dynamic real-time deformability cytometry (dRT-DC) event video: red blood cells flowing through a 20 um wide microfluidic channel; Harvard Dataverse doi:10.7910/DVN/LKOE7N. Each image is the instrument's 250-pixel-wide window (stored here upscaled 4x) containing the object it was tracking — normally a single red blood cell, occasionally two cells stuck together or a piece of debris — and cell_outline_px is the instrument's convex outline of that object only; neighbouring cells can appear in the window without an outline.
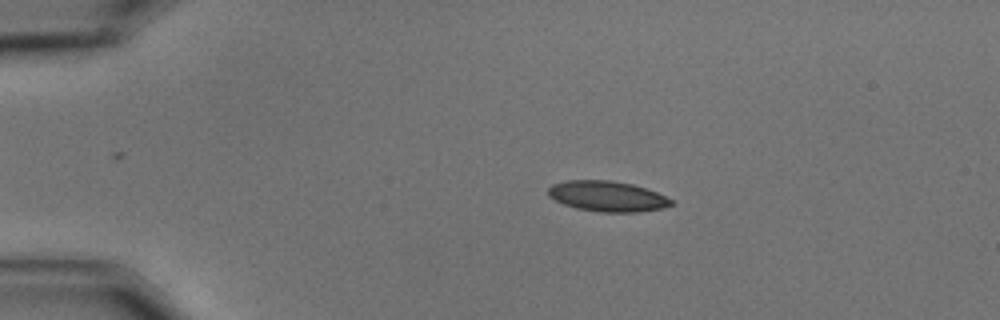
{"species": "common noctule bat (a hibernating species)", "species_latin": "Nyctalus noctula", "temperature_condition": "cold", "stored_images_in_passage": 58, "camera_frame_rate_fps": 3000, "um_per_image_px": 0.085, "animal": {"sex": "male", "body_mass_g": 15.6}, "frame": {"image": 1, "passage_image": 12, "time_ms": 3.667, "image_size_px": [1000, 320], "cell_outline_px": [[676, 204], [664, 208], [640, 212], [600, 212], [576, 208], [564, 204], [548, 196], [548, 188], [552, 184], [568, 180], [612, 180], [632, 184], [656, 192], [672, 200]], "centroid_in_image_um": [51.63, 16.69], "position_along_channel_um": 33.4, "area_um2": 21.91}}
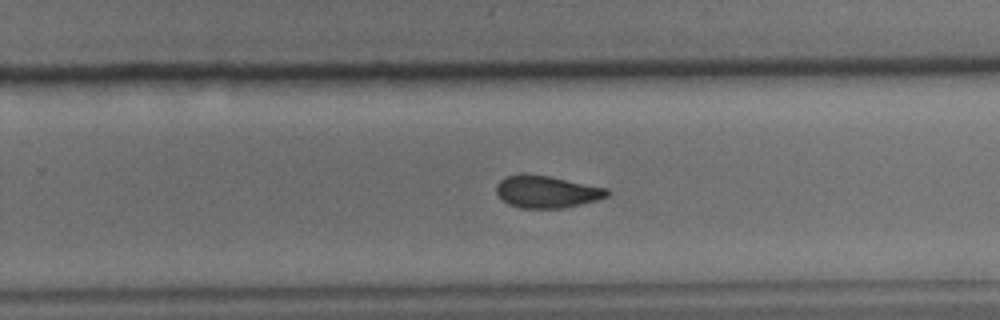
{"frame": {"image": 2, "passage_image": 38, "time_ms": 12.333, "image_size_px": [1000, 320], "cell_outline_px": [[612, 192], [608, 196], [596, 200], [564, 208], [520, 208], [508, 204], [496, 192], [496, 184], [504, 176], [520, 172], [524, 172], [548, 176], [608, 188]], "centroid_in_image_um": [46.45, 16.27], "position_along_channel_um": 283.4, "area_um2": 21.04}}
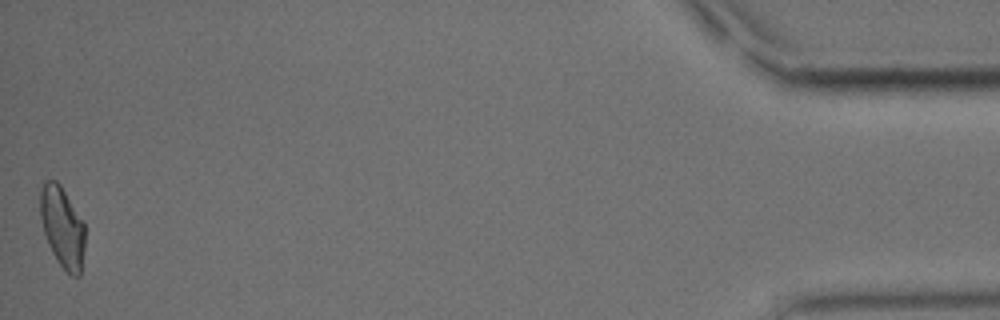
{"frame": {"image": 3, "passage_image": 58, "time_ms": 19.0, "image_size_px": [1000, 320], "cell_outline_px": [[84, 248], [80, 276], [72, 276], [56, 260], [52, 252], [44, 232], [40, 216], [40, 192], [44, 180], [56, 180], [60, 184], [84, 224]], "centroid_in_image_um": [5.29, 19.29], "position_along_channel_um": 429.9, "area_um2": 20.75}, "authors_computed_cell_mechanics": {"area_um2": 21.2993, "velocity_mm_per_s": 3.4825, "shape_relaxation_time_tau1_ms": 5.5082, "shape_relaxation_time_tau2_ms": 4.2351, "deformation_change_tau1": 0.1343, "deformation_change_tau2": 0.0972}}